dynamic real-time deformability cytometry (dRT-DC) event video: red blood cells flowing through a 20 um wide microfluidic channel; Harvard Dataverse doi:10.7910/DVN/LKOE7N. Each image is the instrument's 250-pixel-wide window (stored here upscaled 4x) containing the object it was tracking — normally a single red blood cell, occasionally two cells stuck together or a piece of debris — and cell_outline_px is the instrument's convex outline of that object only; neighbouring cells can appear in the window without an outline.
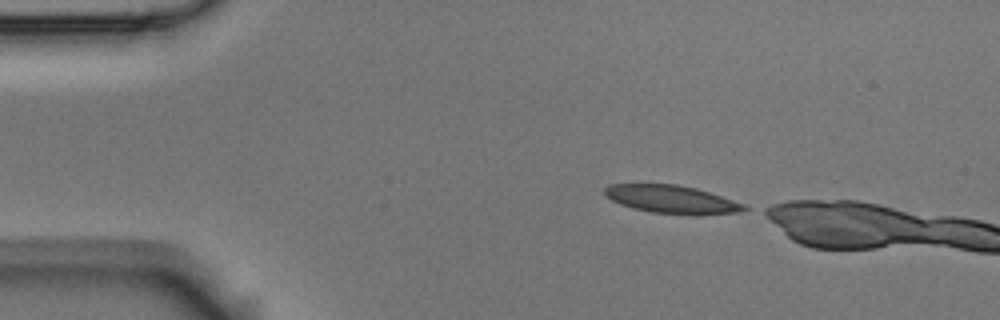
{"species": "Egyptian fruit bat (a non-hibernating species)", "species_latin": "Rousettus aegyptiacus", "temperature_condition": "room temperature", "stored_images_in_passage": 5, "camera_frame_rate_fps": 3000, "um_per_image_px": 0.085, "animal": {"sex": "male"}, "frame": {"image": 1, "passage_image": 1, "time_ms": 0.0, "image_size_px": [1000, 320], "cell_outline_px": [[752, 208], [744, 212], [692, 216], [652, 212], [632, 208], [620, 204], [604, 196], [604, 188], [608, 184], [676, 184], [696, 188], [744, 204]], "centroid_in_image_um": [57.12, 16.96], "position_along_channel_um": 27.9, "area_um2": 23.18}}